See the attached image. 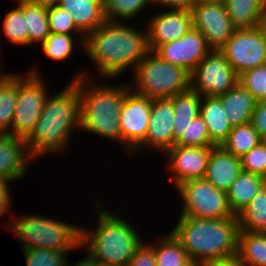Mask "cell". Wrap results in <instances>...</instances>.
Here are the masks:
<instances>
[{
    "label": "cell",
    "instance_id": "obj_4",
    "mask_svg": "<svg viewBox=\"0 0 266 266\" xmlns=\"http://www.w3.org/2000/svg\"><path fill=\"white\" fill-rule=\"evenodd\" d=\"M81 71L71 79H78L79 131L89 132L105 140H112L118 145L121 144L120 116L124 97L131 90L129 83L108 84L107 80L106 83L102 79L101 81L91 79L93 74L90 69Z\"/></svg>",
    "mask_w": 266,
    "mask_h": 266
},
{
    "label": "cell",
    "instance_id": "obj_41",
    "mask_svg": "<svg viewBox=\"0 0 266 266\" xmlns=\"http://www.w3.org/2000/svg\"><path fill=\"white\" fill-rule=\"evenodd\" d=\"M250 123L263 139L266 136V101L257 102Z\"/></svg>",
    "mask_w": 266,
    "mask_h": 266
},
{
    "label": "cell",
    "instance_id": "obj_45",
    "mask_svg": "<svg viewBox=\"0 0 266 266\" xmlns=\"http://www.w3.org/2000/svg\"><path fill=\"white\" fill-rule=\"evenodd\" d=\"M32 2L48 9L58 6L60 0H33Z\"/></svg>",
    "mask_w": 266,
    "mask_h": 266
},
{
    "label": "cell",
    "instance_id": "obj_12",
    "mask_svg": "<svg viewBox=\"0 0 266 266\" xmlns=\"http://www.w3.org/2000/svg\"><path fill=\"white\" fill-rule=\"evenodd\" d=\"M191 13L193 27L205 37L211 50H219L236 31L224 2L200 0Z\"/></svg>",
    "mask_w": 266,
    "mask_h": 266
},
{
    "label": "cell",
    "instance_id": "obj_22",
    "mask_svg": "<svg viewBox=\"0 0 266 266\" xmlns=\"http://www.w3.org/2000/svg\"><path fill=\"white\" fill-rule=\"evenodd\" d=\"M200 116L206 123L210 140L216 146H220L233 128L227 119L221 99L219 97L202 96Z\"/></svg>",
    "mask_w": 266,
    "mask_h": 266
},
{
    "label": "cell",
    "instance_id": "obj_19",
    "mask_svg": "<svg viewBox=\"0 0 266 266\" xmlns=\"http://www.w3.org/2000/svg\"><path fill=\"white\" fill-rule=\"evenodd\" d=\"M242 171L239 157L221 146H214L210 152L204 179L216 188L227 191Z\"/></svg>",
    "mask_w": 266,
    "mask_h": 266
},
{
    "label": "cell",
    "instance_id": "obj_37",
    "mask_svg": "<svg viewBox=\"0 0 266 266\" xmlns=\"http://www.w3.org/2000/svg\"><path fill=\"white\" fill-rule=\"evenodd\" d=\"M238 82L257 102L266 101V64L243 72Z\"/></svg>",
    "mask_w": 266,
    "mask_h": 266
},
{
    "label": "cell",
    "instance_id": "obj_10",
    "mask_svg": "<svg viewBox=\"0 0 266 266\" xmlns=\"http://www.w3.org/2000/svg\"><path fill=\"white\" fill-rule=\"evenodd\" d=\"M239 76L219 50H211L190 73V88L201 96L219 97L238 83Z\"/></svg>",
    "mask_w": 266,
    "mask_h": 266
},
{
    "label": "cell",
    "instance_id": "obj_38",
    "mask_svg": "<svg viewBox=\"0 0 266 266\" xmlns=\"http://www.w3.org/2000/svg\"><path fill=\"white\" fill-rule=\"evenodd\" d=\"M50 33L57 34H83L75 25L71 14L55 6L47 9Z\"/></svg>",
    "mask_w": 266,
    "mask_h": 266
},
{
    "label": "cell",
    "instance_id": "obj_49",
    "mask_svg": "<svg viewBox=\"0 0 266 266\" xmlns=\"http://www.w3.org/2000/svg\"><path fill=\"white\" fill-rule=\"evenodd\" d=\"M187 266H204V265H203V262L192 261Z\"/></svg>",
    "mask_w": 266,
    "mask_h": 266
},
{
    "label": "cell",
    "instance_id": "obj_1",
    "mask_svg": "<svg viewBox=\"0 0 266 266\" xmlns=\"http://www.w3.org/2000/svg\"><path fill=\"white\" fill-rule=\"evenodd\" d=\"M143 26L145 29L131 22H105L86 36L84 55L94 64V75L96 72L92 79L97 75L100 80L115 79L128 69L133 74L149 52L147 30Z\"/></svg>",
    "mask_w": 266,
    "mask_h": 266
},
{
    "label": "cell",
    "instance_id": "obj_3",
    "mask_svg": "<svg viewBox=\"0 0 266 266\" xmlns=\"http://www.w3.org/2000/svg\"><path fill=\"white\" fill-rule=\"evenodd\" d=\"M66 85L60 92L50 94L38 121L25 138L27 149L34 160L38 161L51 154L63 157L65 151L69 150L71 134L76 129L79 131L78 79L70 80Z\"/></svg>",
    "mask_w": 266,
    "mask_h": 266
},
{
    "label": "cell",
    "instance_id": "obj_25",
    "mask_svg": "<svg viewBox=\"0 0 266 266\" xmlns=\"http://www.w3.org/2000/svg\"><path fill=\"white\" fill-rule=\"evenodd\" d=\"M236 29H252L263 21L264 0H224Z\"/></svg>",
    "mask_w": 266,
    "mask_h": 266
},
{
    "label": "cell",
    "instance_id": "obj_20",
    "mask_svg": "<svg viewBox=\"0 0 266 266\" xmlns=\"http://www.w3.org/2000/svg\"><path fill=\"white\" fill-rule=\"evenodd\" d=\"M58 6L71 14L85 36L106 22L103 0H60Z\"/></svg>",
    "mask_w": 266,
    "mask_h": 266
},
{
    "label": "cell",
    "instance_id": "obj_31",
    "mask_svg": "<svg viewBox=\"0 0 266 266\" xmlns=\"http://www.w3.org/2000/svg\"><path fill=\"white\" fill-rule=\"evenodd\" d=\"M148 5L154 7V0H103L104 16L106 22H130L142 16Z\"/></svg>",
    "mask_w": 266,
    "mask_h": 266
},
{
    "label": "cell",
    "instance_id": "obj_51",
    "mask_svg": "<svg viewBox=\"0 0 266 266\" xmlns=\"http://www.w3.org/2000/svg\"><path fill=\"white\" fill-rule=\"evenodd\" d=\"M263 22L266 23V1L264 2Z\"/></svg>",
    "mask_w": 266,
    "mask_h": 266
},
{
    "label": "cell",
    "instance_id": "obj_9",
    "mask_svg": "<svg viewBox=\"0 0 266 266\" xmlns=\"http://www.w3.org/2000/svg\"><path fill=\"white\" fill-rule=\"evenodd\" d=\"M180 203L179 217L223 219L236 217L229 209L226 191L205 179L191 180L176 187Z\"/></svg>",
    "mask_w": 266,
    "mask_h": 266
},
{
    "label": "cell",
    "instance_id": "obj_35",
    "mask_svg": "<svg viewBox=\"0 0 266 266\" xmlns=\"http://www.w3.org/2000/svg\"><path fill=\"white\" fill-rule=\"evenodd\" d=\"M26 266H69L68 253L49 248L22 250ZM67 256V257H66Z\"/></svg>",
    "mask_w": 266,
    "mask_h": 266
},
{
    "label": "cell",
    "instance_id": "obj_36",
    "mask_svg": "<svg viewBox=\"0 0 266 266\" xmlns=\"http://www.w3.org/2000/svg\"><path fill=\"white\" fill-rule=\"evenodd\" d=\"M175 145L191 147L216 146L210 140L206 123L200 114L190 122L186 130L175 142Z\"/></svg>",
    "mask_w": 266,
    "mask_h": 266
},
{
    "label": "cell",
    "instance_id": "obj_43",
    "mask_svg": "<svg viewBox=\"0 0 266 266\" xmlns=\"http://www.w3.org/2000/svg\"><path fill=\"white\" fill-rule=\"evenodd\" d=\"M11 183L5 180L0 179V217L3 218V215L9 214L12 207L13 200L11 192ZM12 197V198H11ZM9 212V213H8Z\"/></svg>",
    "mask_w": 266,
    "mask_h": 266
},
{
    "label": "cell",
    "instance_id": "obj_30",
    "mask_svg": "<svg viewBox=\"0 0 266 266\" xmlns=\"http://www.w3.org/2000/svg\"><path fill=\"white\" fill-rule=\"evenodd\" d=\"M22 10L28 30V45H41L50 35L47 8L33 2L17 4Z\"/></svg>",
    "mask_w": 266,
    "mask_h": 266
},
{
    "label": "cell",
    "instance_id": "obj_17",
    "mask_svg": "<svg viewBox=\"0 0 266 266\" xmlns=\"http://www.w3.org/2000/svg\"><path fill=\"white\" fill-rule=\"evenodd\" d=\"M210 51L205 37L193 27L181 39L160 45L154 53L191 73Z\"/></svg>",
    "mask_w": 266,
    "mask_h": 266
},
{
    "label": "cell",
    "instance_id": "obj_14",
    "mask_svg": "<svg viewBox=\"0 0 266 266\" xmlns=\"http://www.w3.org/2000/svg\"><path fill=\"white\" fill-rule=\"evenodd\" d=\"M214 146L206 147H191L175 145L168 149L165 155L167 163V171L170 175L169 180L172 181L173 186L178 184L204 179L210 152Z\"/></svg>",
    "mask_w": 266,
    "mask_h": 266
},
{
    "label": "cell",
    "instance_id": "obj_47",
    "mask_svg": "<svg viewBox=\"0 0 266 266\" xmlns=\"http://www.w3.org/2000/svg\"><path fill=\"white\" fill-rule=\"evenodd\" d=\"M75 262L76 263L72 262L69 266H94L93 264L89 263L84 257L81 258L79 261L77 259Z\"/></svg>",
    "mask_w": 266,
    "mask_h": 266
},
{
    "label": "cell",
    "instance_id": "obj_5",
    "mask_svg": "<svg viewBox=\"0 0 266 266\" xmlns=\"http://www.w3.org/2000/svg\"><path fill=\"white\" fill-rule=\"evenodd\" d=\"M170 230L191 261L227 259L237 255L238 218L203 219L179 217Z\"/></svg>",
    "mask_w": 266,
    "mask_h": 266
},
{
    "label": "cell",
    "instance_id": "obj_24",
    "mask_svg": "<svg viewBox=\"0 0 266 266\" xmlns=\"http://www.w3.org/2000/svg\"><path fill=\"white\" fill-rule=\"evenodd\" d=\"M202 96L189 88L173 97V136L175 142L180 138L192 120L200 114Z\"/></svg>",
    "mask_w": 266,
    "mask_h": 266
},
{
    "label": "cell",
    "instance_id": "obj_6",
    "mask_svg": "<svg viewBox=\"0 0 266 266\" xmlns=\"http://www.w3.org/2000/svg\"><path fill=\"white\" fill-rule=\"evenodd\" d=\"M17 215L3 224L15 235L22 250L49 248L69 254L81 249V226L74 222L70 224L39 213Z\"/></svg>",
    "mask_w": 266,
    "mask_h": 266
},
{
    "label": "cell",
    "instance_id": "obj_23",
    "mask_svg": "<svg viewBox=\"0 0 266 266\" xmlns=\"http://www.w3.org/2000/svg\"><path fill=\"white\" fill-rule=\"evenodd\" d=\"M265 185L262 176L242 171L226 191L229 209L237 215Z\"/></svg>",
    "mask_w": 266,
    "mask_h": 266
},
{
    "label": "cell",
    "instance_id": "obj_18",
    "mask_svg": "<svg viewBox=\"0 0 266 266\" xmlns=\"http://www.w3.org/2000/svg\"><path fill=\"white\" fill-rule=\"evenodd\" d=\"M29 163H35L24 138L0 133V179L16 183L28 176Z\"/></svg>",
    "mask_w": 266,
    "mask_h": 266
},
{
    "label": "cell",
    "instance_id": "obj_50",
    "mask_svg": "<svg viewBox=\"0 0 266 266\" xmlns=\"http://www.w3.org/2000/svg\"><path fill=\"white\" fill-rule=\"evenodd\" d=\"M12 1V0H11ZM16 1L17 4H21V3H28V2H32L33 0H13Z\"/></svg>",
    "mask_w": 266,
    "mask_h": 266
},
{
    "label": "cell",
    "instance_id": "obj_15",
    "mask_svg": "<svg viewBox=\"0 0 266 266\" xmlns=\"http://www.w3.org/2000/svg\"><path fill=\"white\" fill-rule=\"evenodd\" d=\"M173 97L163 99H152L149 128L145 140L131 153L138 151H155L163 155L174 146L173 136ZM147 148V149H146ZM144 151H143V150Z\"/></svg>",
    "mask_w": 266,
    "mask_h": 266
},
{
    "label": "cell",
    "instance_id": "obj_33",
    "mask_svg": "<svg viewBox=\"0 0 266 266\" xmlns=\"http://www.w3.org/2000/svg\"><path fill=\"white\" fill-rule=\"evenodd\" d=\"M18 96V73L0 85V133L11 134V123Z\"/></svg>",
    "mask_w": 266,
    "mask_h": 266
},
{
    "label": "cell",
    "instance_id": "obj_2",
    "mask_svg": "<svg viewBox=\"0 0 266 266\" xmlns=\"http://www.w3.org/2000/svg\"><path fill=\"white\" fill-rule=\"evenodd\" d=\"M104 200L95 199L97 226L93 229L81 226L80 248L84 258L94 266H128L130 259L145 240L140 229L132 222L104 208ZM95 202V203H94ZM113 211V212H112ZM118 213V215H117ZM139 230V232H138ZM143 237V238H142Z\"/></svg>",
    "mask_w": 266,
    "mask_h": 266
},
{
    "label": "cell",
    "instance_id": "obj_34",
    "mask_svg": "<svg viewBox=\"0 0 266 266\" xmlns=\"http://www.w3.org/2000/svg\"><path fill=\"white\" fill-rule=\"evenodd\" d=\"M1 25L0 31L2 30V32L0 33H3L10 43L23 47L28 46L26 21L24 19L23 10L17 4L5 14ZM1 34L0 39H2Z\"/></svg>",
    "mask_w": 266,
    "mask_h": 266
},
{
    "label": "cell",
    "instance_id": "obj_32",
    "mask_svg": "<svg viewBox=\"0 0 266 266\" xmlns=\"http://www.w3.org/2000/svg\"><path fill=\"white\" fill-rule=\"evenodd\" d=\"M262 138L251 123L234 126L227 138L220 145L224 150L236 157H242L250 149L256 147Z\"/></svg>",
    "mask_w": 266,
    "mask_h": 266
},
{
    "label": "cell",
    "instance_id": "obj_48",
    "mask_svg": "<svg viewBox=\"0 0 266 266\" xmlns=\"http://www.w3.org/2000/svg\"><path fill=\"white\" fill-rule=\"evenodd\" d=\"M259 30L261 31L263 40H264V44L266 45V23H264L263 21L258 25Z\"/></svg>",
    "mask_w": 266,
    "mask_h": 266
},
{
    "label": "cell",
    "instance_id": "obj_7",
    "mask_svg": "<svg viewBox=\"0 0 266 266\" xmlns=\"http://www.w3.org/2000/svg\"><path fill=\"white\" fill-rule=\"evenodd\" d=\"M130 81L127 82L135 94L149 99L172 98L190 88V73L149 51L137 65Z\"/></svg>",
    "mask_w": 266,
    "mask_h": 266
},
{
    "label": "cell",
    "instance_id": "obj_21",
    "mask_svg": "<svg viewBox=\"0 0 266 266\" xmlns=\"http://www.w3.org/2000/svg\"><path fill=\"white\" fill-rule=\"evenodd\" d=\"M219 98L232 127L251 122L257 100L239 82Z\"/></svg>",
    "mask_w": 266,
    "mask_h": 266
},
{
    "label": "cell",
    "instance_id": "obj_8",
    "mask_svg": "<svg viewBox=\"0 0 266 266\" xmlns=\"http://www.w3.org/2000/svg\"><path fill=\"white\" fill-rule=\"evenodd\" d=\"M34 66L25 74L18 73V96L11 123V134L26 138L38 121L50 96L47 80Z\"/></svg>",
    "mask_w": 266,
    "mask_h": 266
},
{
    "label": "cell",
    "instance_id": "obj_39",
    "mask_svg": "<svg viewBox=\"0 0 266 266\" xmlns=\"http://www.w3.org/2000/svg\"><path fill=\"white\" fill-rule=\"evenodd\" d=\"M243 171L266 178V145L261 141L240 157Z\"/></svg>",
    "mask_w": 266,
    "mask_h": 266
},
{
    "label": "cell",
    "instance_id": "obj_52",
    "mask_svg": "<svg viewBox=\"0 0 266 266\" xmlns=\"http://www.w3.org/2000/svg\"><path fill=\"white\" fill-rule=\"evenodd\" d=\"M203 1H216V2H224V0H203Z\"/></svg>",
    "mask_w": 266,
    "mask_h": 266
},
{
    "label": "cell",
    "instance_id": "obj_46",
    "mask_svg": "<svg viewBox=\"0 0 266 266\" xmlns=\"http://www.w3.org/2000/svg\"><path fill=\"white\" fill-rule=\"evenodd\" d=\"M0 54H1V52H0ZM1 56V55H0ZM1 59V58H0ZM3 64L1 63V61H0V85H2L8 78H10L12 75H13V73H5V71L4 72H2L1 70V67L3 68V66H2Z\"/></svg>",
    "mask_w": 266,
    "mask_h": 266
},
{
    "label": "cell",
    "instance_id": "obj_11",
    "mask_svg": "<svg viewBox=\"0 0 266 266\" xmlns=\"http://www.w3.org/2000/svg\"><path fill=\"white\" fill-rule=\"evenodd\" d=\"M219 51L238 76L266 64V45L259 27L236 29Z\"/></svg>",
    "mask_w": 266,
    "mask_h": 266
},
{
    "label": "cell",
    "instance_id": "obj_27",
    "mask_svg": "<svg viewBox=\"0 0 266 266\" xmlns=\"http://www.w3.org/2000/svg\"><path fill=\"white\" fill-rule=\"evenodd\" d=\"M85 39L86 36L84 34L50 33L40 48L43 54L51 61L63 62L73 56L74 50H78L77 47H80L84 52Z\"/></svg>",
    "mask_w": 266,
    "mask_h": 266
},
{
    "label": "cell",
    "instance_id": "obj_42",
    "mask_svg": "<svg viewBox=\"0 0 266 266\" xmlns=\"http://www.w3.org/2000/svg\"><path fill=\"white\" fill-rule=\"evenodd\" d=\"M200 0H154V5L157 8H165V10H189L199 2Z\"/></svg>",
    "mask_w": 266,
    "mask_h": 266
},
{
    "label": "cell",
    "instance_id": "obj_13",
    "mask_svg": "<svg viewBox=\"0 0 266 266\" xmlns=\"http://www.w3.org/2000/svg\"><path fill=\"white\" fill-rule=\"evenodd\" d=\"M152 99L135 94L130 90L122 105L121 147L130 154L145 140L149 128Z\"/></svg>",
    "mask_w": 266,
    "mask_h": 266
},
{
    "label": "cell",
    "instance_id": "obj_26",
    "mask_svg": "<svg viewBox=\"0 0 266 266\" xmlns=\"http://www.w3.org/2000/svg\"><path fill=\"white\" fill-rule=\"evenodd\" d=\"M236 216L239 232L266 233V185Z\"/></svg>",
    "mask_w": 266,
    "mask_h": 266
},
{
    "label": "cell",
    "instance_id": "obj_28",
    "mask_svg": "<svg viewBox=\"0 0 266 266\" xmlns=\"http://www.w3.org/2000/svg\"><path fill=\"white\" fill-rule=\"evenodd\" d=\"M166 233L150 242L154 246L156 266H187L192 261L186 250L171 231Z\"/></svg>",
    "mask_w": 266,
    "mask_h": 266
},
{
    "label": "cell",
    "instance_id": "obj_29",
    "mask_svg": "<svg viewBox=\"0 0 266 266\" xmlns=\"http://www.w3.org/2000/svg\"><path fill=\"white\" fill-rule=\"evenodd\" d=\"M236 256L249 266H266V234L239 232Z\"/></svg>",
    "mask_w": 266,
    "mask_h": 266
},
{
    "label": "cell",
    "instance_id": "obj_16",
    "mask_svg": "<svg viewBox=\"0 0 266 266\" xmlns=\"http://www.w3.org/2000/svg\"><path fill=\"white\" fill-rule=\"evenodd\" d=\"M146 20L147 44L154 52L160 45L181 39L193 28L192 13L189 10H165L148 16Z\"/></svg>",
    "mask_w": 266,
    "mask_h": 266
},
{
    "label": "cell",
    "instance_id": "obj_53",
    "mask_svg": "<svg viewBox=\"0 0 266 266\" xmlns=\"http://www.w3.org/2000/svg\"><path fill=\"white\" fill-rule=\"evenodd\" d=\"M262 141L266 145V136L262 139Z\"/></svg>",
    "mask_w": 266,
    "mask_h": 266
},
{
    "label": "cell",
    "instance_id": "obj_44",
    "mask_svg": "<svg viewBox=\"0 0 266 266\" xmlns=\"http://www.w3.org/2000/svg\"><path fill=\"white\" fill-rule=\"evenodd\" d=\"M204 266H249L237 256L221 260H209L203 263Z\"/></svg>",
    "mask_w": 266,
    "mask_h": 266
},
{
    "label": "cell",
    "instance_id": "obj_40",
    "mask_svg": "<svg viewBox=\"0 0 266 266\" xmlns=\"http://www.w3.org/2000/svg\"><path fill=\"white\" fill-rule=\"evenodd\" d=\"M128 266H156L154 246L144 240L130 259Z\"/></svg>",
    "mask_w": 266,
    "mask_h": 266
}]
</instances>
